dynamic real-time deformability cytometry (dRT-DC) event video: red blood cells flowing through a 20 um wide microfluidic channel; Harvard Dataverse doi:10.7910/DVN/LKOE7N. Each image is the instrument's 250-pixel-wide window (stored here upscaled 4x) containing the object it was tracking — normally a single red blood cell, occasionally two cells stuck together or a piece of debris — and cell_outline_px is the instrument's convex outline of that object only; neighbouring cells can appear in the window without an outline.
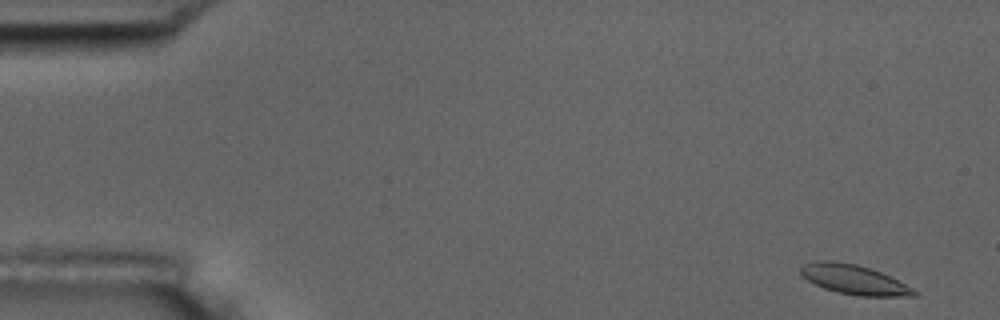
{"species": "common noctule bat (a hibernating species)", "species_latin": "Nyctalus noctula", "temperature_condition": "room temperature", "stored_images_in_passage": 5, "camera_frame_rate_fps": 3000, "um_per_image_px": 0.085, "animal": {"sex": "male", "body_mass_g": 17.5, "forearm_length_mm": 52.3}, "frame": {"image": 1, "passage_image": 1, "time_ms": 0.0, "image_size_px": [1000, 320], "cell_outline_px": [[920, 292], [916, 296], [856, 296], [836, 292], [824, 288], [800, 276], [800, 268], [804, 264], [816, 260], [832, 260], [856, 264], [880, 272]], "centroid_in_image_um": [72.55, 23.76], "position_along_channel_um": 12.4, "area_um2": 19.48}}
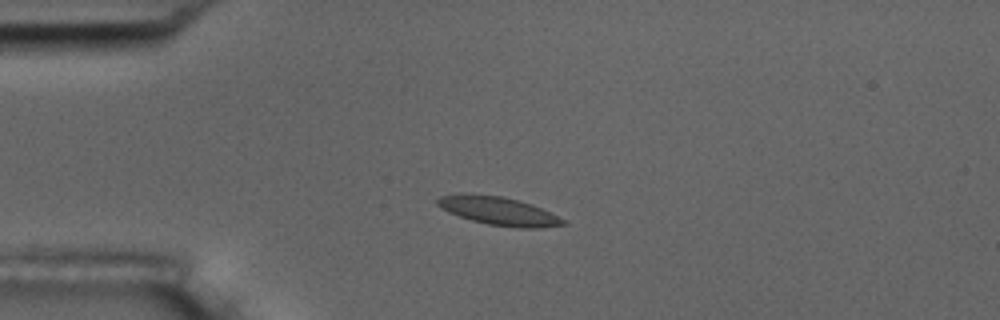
{"frame": {"image": 2, "passage_image": 4, "time_ms": 3.667, "image_size_px": [1000, 320], "cell_outline_px": [[568, 224], [540, 228], [520, 228], [488, 224], [472, 220], [448, 212], [436, 204], [436, 200], [440, 196], [460, 192], [500, 196], [532, 204], [568, 220]], "centroid_in_image_um": [42.39, 17.92], "position_along_channel_um": 42.6, "area_um2": 20.87}}